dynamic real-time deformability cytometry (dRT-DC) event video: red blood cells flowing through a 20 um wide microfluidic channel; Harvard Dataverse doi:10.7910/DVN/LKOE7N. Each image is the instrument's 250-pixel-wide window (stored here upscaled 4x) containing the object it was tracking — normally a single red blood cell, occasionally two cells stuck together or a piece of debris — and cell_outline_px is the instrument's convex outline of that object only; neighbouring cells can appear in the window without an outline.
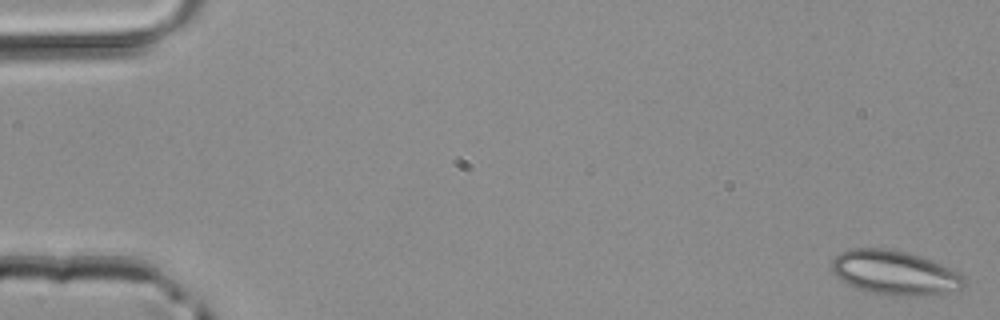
{"species": "common noctule bat (a hibernating species)", "species_latin": "Nyctalus noctula", "temperature_condition": "room temperature", "stored_images_in_passage": 47, "camera_frame_rate_fps": 3000, "um_per_image_px": 0.085, "animal": {"sex": "male", "body_mass_g": 20.4}, "frame": {"image": 1, "passage_image": 1, "time_ms": 0.0, "image_size_px": [1000, 320], "cell_outline_px": [[964, 288], [920, 296], [904, 296], [868, 292], [848, 284], [840, 280], [836, 276], [832, 268], [832, 260], [840, 252], [852, 248], [884, 248], [908, 252], [920, 256], [940, 264], [964, 276]], "centroid_in_image_um": [76.01, 23.17], "position_along_channel_um": 9.0, "area_um2": 33.76}}
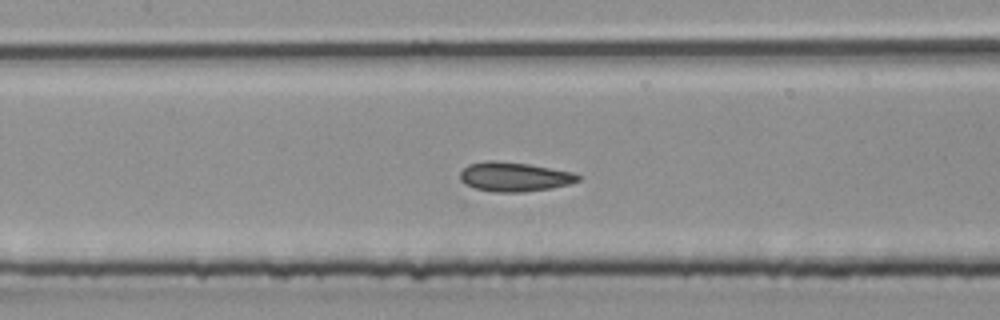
{"frame": {"image": 2, "passage_image": 22, "time_ms": 7.0, "image_size_px": [1000, 320], "cell_outline_px": [[580, 180], [568, 184], [552, 188], [520, 192], [492, 192], [476, 188], [464, 184], [460, 180], [460, 172], [468, 164], [484, 160], [496, 160], [528, 164], [572, 172], [580, 176]], "centroid_in_image_um": [43.67, 15.02], "position_along_channel_um": 163.7, "area_um2": 20.17}}
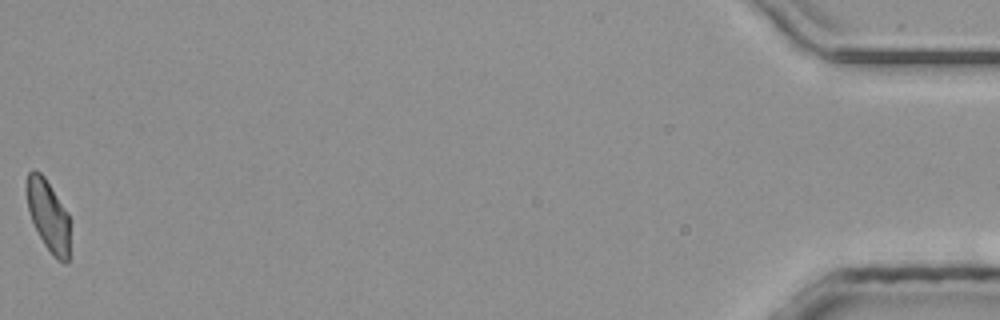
{"frame": {"image": 3, "passage_image": 47, "time_ms": 15.333, "image_size_px": [1000, 320], "cell_outline_px": [[68, 260], [64, 264], [56, 260], [44, 244], [28, 212], [24, 188], [28, 172], [32, 168], [40, 172], [44, 176], [68, 212]], "centroid_in_image_um": [4.05, 18.26], "position_along_channel_um": 431.1, "area_um2": 18.09}}